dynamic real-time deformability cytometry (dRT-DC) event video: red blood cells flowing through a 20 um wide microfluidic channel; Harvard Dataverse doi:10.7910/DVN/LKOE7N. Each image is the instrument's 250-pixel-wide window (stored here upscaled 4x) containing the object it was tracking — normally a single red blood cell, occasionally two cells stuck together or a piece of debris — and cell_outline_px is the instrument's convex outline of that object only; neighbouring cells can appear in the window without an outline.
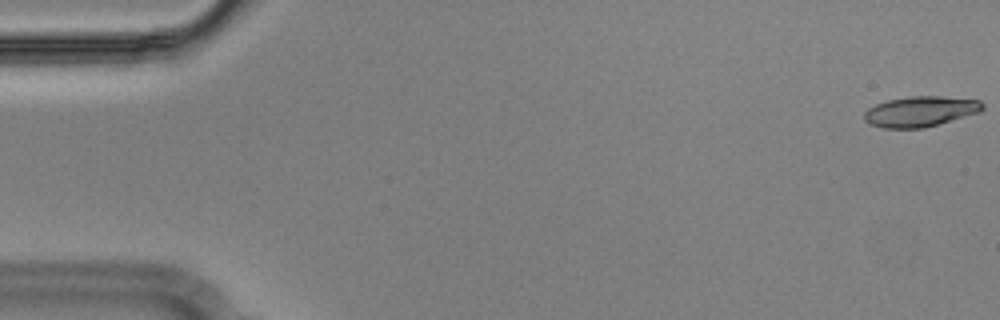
{"species": "Egyptian fruit bat (a non-hibernating species)", "species_latin": "Rousettus aegyptiacus", "temperature_condition": "cold", "stored_images_in_passage": 8, "camera_frame_rate_fps": 3000, "um_per_image_px": 0.085, "animal": {"sex": "male"}, "frame": {"image": 1, "passage_image": 1, "time_ms": 0.0, "image_size_px": [1000, 320], "cell_outline_px": [[984, 108], [980, 112], [924, 128], [884, 128], [868, 124], [864, 120], [864, 112], [868, 108], [876, 104], [888, 100], [908, 96], [940, 96], [980, 100], [984, 104]], "centroid_in_image_um": [78.22, 9.47], "position_along_channel_um": 6.8, "area_um2": 21.04}}